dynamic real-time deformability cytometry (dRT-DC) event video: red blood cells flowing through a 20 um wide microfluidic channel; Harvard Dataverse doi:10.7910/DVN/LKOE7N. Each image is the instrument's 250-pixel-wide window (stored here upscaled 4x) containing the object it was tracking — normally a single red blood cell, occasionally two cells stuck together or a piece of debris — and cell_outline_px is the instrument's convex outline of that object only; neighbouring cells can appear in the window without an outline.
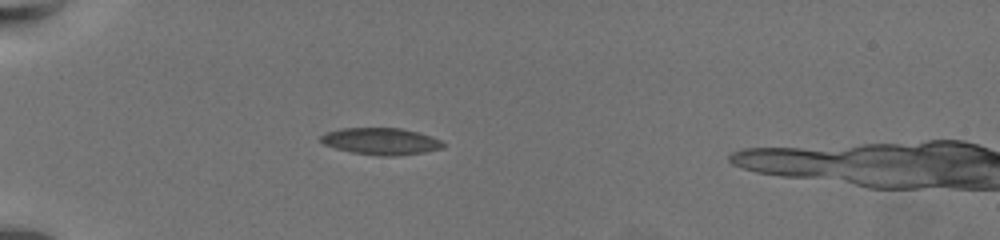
{"species": "common noctule bat (a hibernating species)", "species_latin": "Nyctalus noctula", "temperature_condition": "warm", "stored_images_in_passage": 55, "camera_frame_rate_fps": 3000, "um_per_image_px": 0.085, "animal": {"sex": "female", "body_mass_g": 19.5, "forearm_length_mm": 54.1}, "frame": {"image": 1, "passage_image": 13, "time_ms": 4.0, "image_size_px": [1000, 240], "cell_outline_px": [[444, 148], [424, 152], [396, 156], [380, 156], [352, 152], [336, 148], [324, 144], [320, 140], [320, 136], [324, 132], [344, 128], [400, 128], [432, 136], [440, 140], [444, 144]], "centroid_in_image_um": [32.38, 12.01], "position_along_channel_um": 52.6, "area_um2": 19.07}}
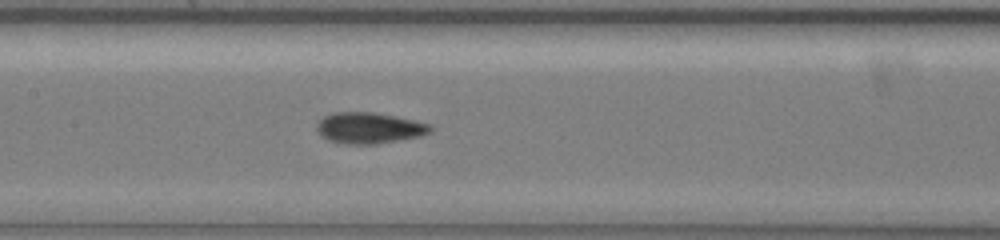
{"frame": {"image": 2, "passage_image": 26, "time_ms": 8.333, "image_size_px": [1000, 240], "cell_outline_px": [[432, 132], [420, 136], [376, 144], [344, 144], [328, 140], [320, 136], [316, 128], [316, 124], [324, 116], [332, 112], [372, 112], [412, 120], [428, 124], [432, 128]], "centroid_in_image_um": [31.32, 10.88], "position_along_channel_um": 176.1, "area_um2": 20.46}}
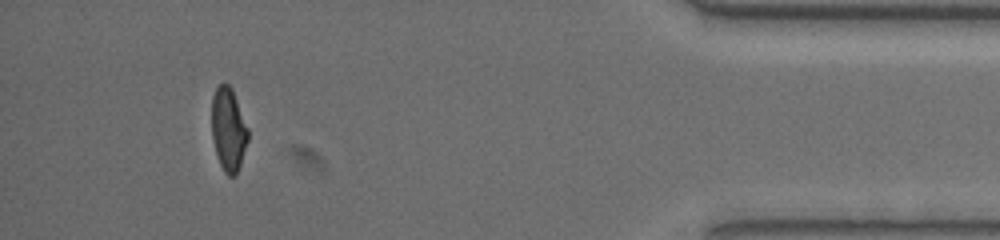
{"frame": {"image": 3, "passage_image": 51, "time_ms": 16.667, "image_size_px": [1000, 240], "cell_outline_px": [[248, 140], [236, 176], [228, 176], [224, 172], [220, 164], [216, 152], [212, 136], [212, 96], [216, 88], [220, 84], [228, 84], [232, 88], [248, 128]], "centroid_in_image_um": [19.42, 11.0], "position_along_channel_um": 415.8, "area_um2": 17.51}, "authors_computed_cell_mechanics": {"area_um2": 19.1896, "velocity_mm_per_s": 3.46, "shape_relaxation_time_tau1_ms": 6.5363, "shape_relaxation_time_tau2_ms": 1.5503, "deformation_change_tau1": 0.17, "deformation_change_tau2": 0.0793}}